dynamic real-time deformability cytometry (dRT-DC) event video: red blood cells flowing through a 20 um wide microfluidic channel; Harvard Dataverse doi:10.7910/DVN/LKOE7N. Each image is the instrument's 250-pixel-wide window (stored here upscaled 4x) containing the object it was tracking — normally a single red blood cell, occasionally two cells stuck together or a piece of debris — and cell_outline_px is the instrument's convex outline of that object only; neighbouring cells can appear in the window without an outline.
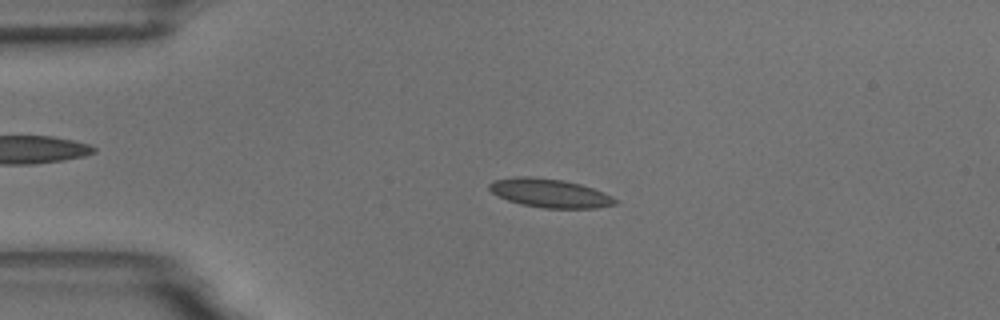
{"species": "common noctule bat (a hibernating species)", "species_latin": "Nyctalus noctula", "temperature_condition": "room temperature", "stored_images_in_passage": 55, "camera_frame_rate_fps": 3000, "um_per_image_px": 0.085, "animal": {"sex": "male", "body_mass_g": 18.8}, "frame": {"image": 1, "passage_image": 12, "time_ms": 3.667, "image_size_px": [1000, 320], "cell_outline_px": [[616, 204], [596, 208], [544, 208], [520, 204], [508, 200], [492, 192], [488, 188], [488, 184], [492, 180], [516, 176], [528, 176], [564, 180], [580, 184], [592, 188], [616, 200]], "centroid_in_image_um": [46.66, 16.41], "position_along_channel_um": 38.3, "area_um2": 20.81}}
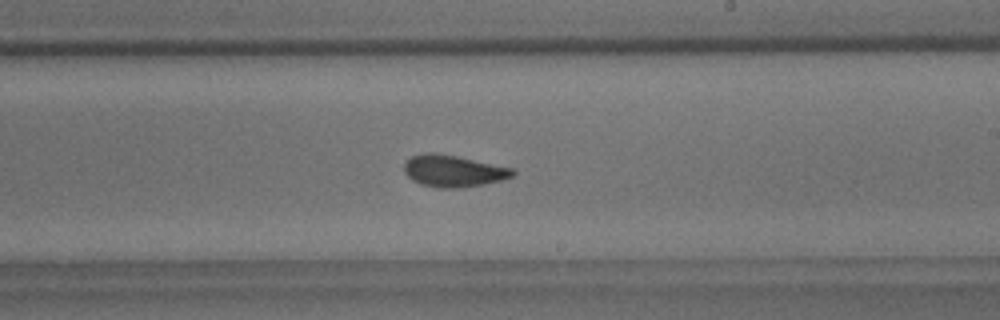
{"frame": {"image": 2, "passage_image": 32, "time_ms": 10.333, "image_size_px": [1000, 320], "cell_outline_px": [[516, 176], [484, 184], [460, 188], [440, 188], [420, 184], [412, 180], [404, 172], [404, 164], [412, 156], [424, 152], [436, 152], [456, 156], [512, 168], [516, 172]], "centroid_in_image_um": [38.53, 14.53], "position_along_channel_um": 250.5, "area_um2": 20.11}}
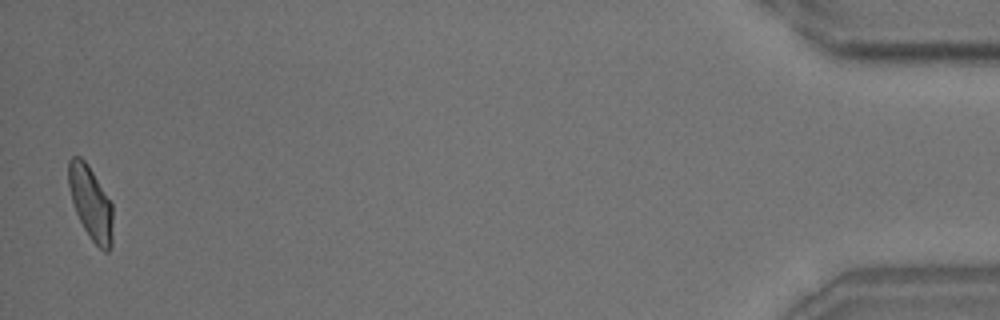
{"frame": {"image": 3, "passage_image": 54, "time_ms": 17.667, "image_size_px": [1000, 320], "cell_outline_px": [[112, 244], [108, 252], [104, 252], [88, 236], [76, 212], [72, 200], [68, 184], [68, 160], [72, 156], [80, 156], [88, 164], [112, 204]], "centroid_in_image_um": [7.7, 17.24], "position_along_channel_um": 427.5, "area_um2": 18.84}, "authors_computed_cell_mechanics": {"area_um2": 19.7676, "velocity_mm_per_s": 3.6491, "shape_relaxation_time_tau1_ms": 7.3778, "shape_relaxation_time_tau2_ms": 1.9388, "deformation_change_tau1": 0.1466, "deformation_change_tau2": 0.069}}